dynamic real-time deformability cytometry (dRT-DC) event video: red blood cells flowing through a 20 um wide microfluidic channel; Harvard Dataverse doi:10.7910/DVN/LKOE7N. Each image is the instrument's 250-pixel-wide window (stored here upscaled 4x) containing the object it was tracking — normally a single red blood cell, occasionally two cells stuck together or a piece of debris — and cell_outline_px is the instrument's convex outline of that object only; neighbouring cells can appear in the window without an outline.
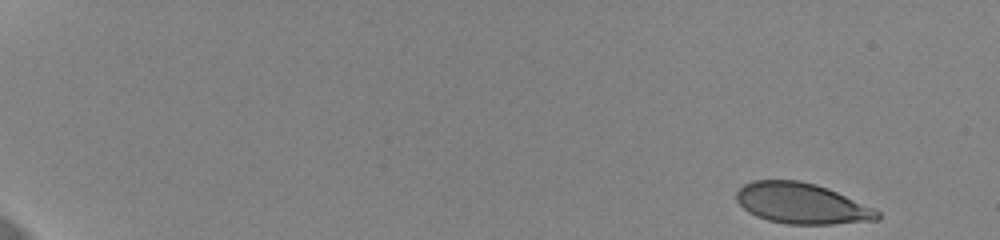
{"species": "human", "species_latin": "Homo sapiens", "temperature_condition": "cold", "stored_images_in_passage": 54, "camera_frame_rate_fps": 3000, "um_per_image_px": 0.085, "donor": {"sex": "female"}, "frame": {"image": 1, "passage_image": 1, "time_ms": 0.0, "image_size_px": [1000, 240], "cell_outline_px": [[880, 220], [832, 224], [788, 224], [768, 220], [756, 216], [748, 212], [736, 200], [736, 192], [744, 184], [752, 180], [800, 180], [816, 184], [828, 188], [876, 208], [880, 212]], "centroid_in_image_um": [68.17, 17.29], "position_along_channel_um": 16.8, "area_um2": 33.7}}
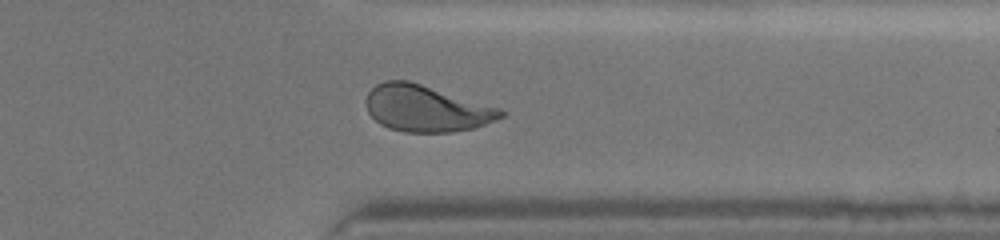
{"frame": {"image": 2, "passage_image": 45, "time_ms": 14.667, "image_size_px": [1000, 240], "cell_outline_px": [[504, 116], [496, 120], [472, 128], [452, 132], [404, 132], [388, 128], [380, 124], [368, 112], [368, 92], [376, 84], [384, 80], [408, 80], [500, 108], [504, 112]], "centroid_in_image_um": [36.22, 9.22], "position_along_channel_um": 375.2, "area_um2": 36.07}}
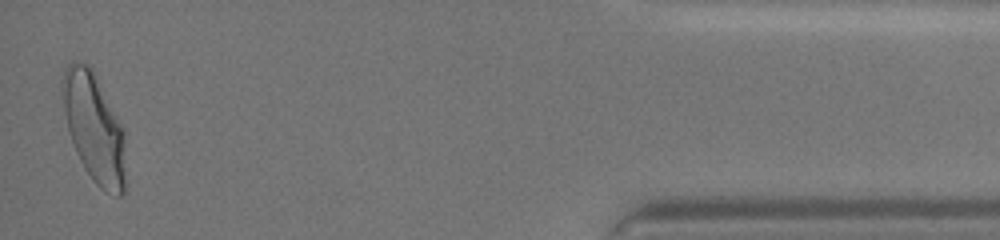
{"frame": {"image": 3, "passage_image": 54, "time_ms": 17.667, "image_size_px": [1000, 240], "cell_outline_px": [[124, 192], [120, 196], [116, 196], [104, 192], [96, 184], [84, 168], [76, 152], [68, 128], [64, 112], [60, 88], [60, 80], [68, 64], [88, 64], [92, 68], [124, 128]], "centroid_in_image_um": [7.99, 10.86], "position_along_channel_um": 427.2, "area_um2": 39.94}, "authors_computed_cell_mechanics": {"area_um2": 36.125, "velocity_mm_per_s": 3.6327, "shape_relaxation_time_tau1_ms": 4.2858, "shape_relaxation_time_tau2_ms": null, "deformation_change_tau1": 0.1724, "deformation_change_tau2": null}}